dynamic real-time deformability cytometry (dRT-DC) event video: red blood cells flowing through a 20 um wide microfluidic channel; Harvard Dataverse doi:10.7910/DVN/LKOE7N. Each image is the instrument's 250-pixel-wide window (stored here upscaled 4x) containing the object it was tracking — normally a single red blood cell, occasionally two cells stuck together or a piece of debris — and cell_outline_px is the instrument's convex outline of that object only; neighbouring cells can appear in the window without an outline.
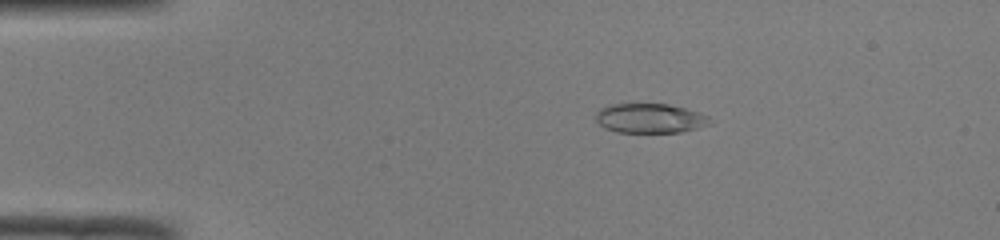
{"species": "common noctule bat (a hibernating species)", "species_latin": "Nyctalus noctula", "temperature_condition": "room temperature", "stored_images_in_passage": 45, "camera_frame_rate_fps": 3000, "um_per_image_px": 0.085, "animal": {"sex": "male", "body_mass_g": 19.0, "forearm_length_mm": 50.8}, "frame": {"image": 1, "passage_image": 5, "time_ms": 1.333, "image_size_px": [1000, 240], "cell_outline_px": [[712, 124], [680, 132], [616, 132], [604, 128], [596, 120], [596, 112], [600, 108], [608, 104], [668, 104], [700, 112], [708, 116]], "centroid_in_image_um": [55.23, 10.05], "position_along_channel_um": 29.8, "area_um2": 19.65}}
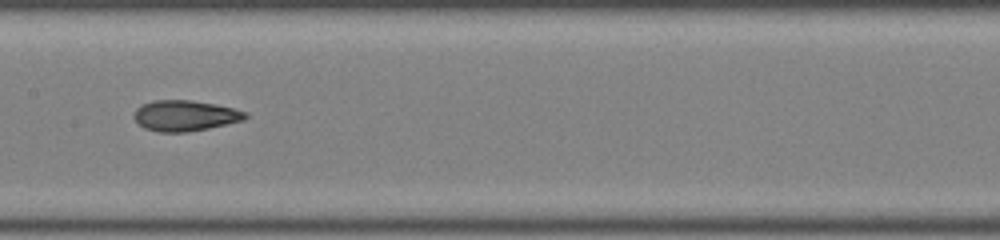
{"frame": {"image": 2, "passage_image": 21, "time_ms": 6.667, "image_size_px": [1000, 240], "cell_outline_px": [[248, 116], [244, 120], [208, 128], [188, 132], [156, 132], [144, 128], [132, 116], [136, 108], [144, 104], [156, 100], [192, 100], [232, 108], [248, 112]], "centroid_in_image_um": [15.72, 9.84], "position_along_channel_um": 191.7, "area_um2": 19.83}}
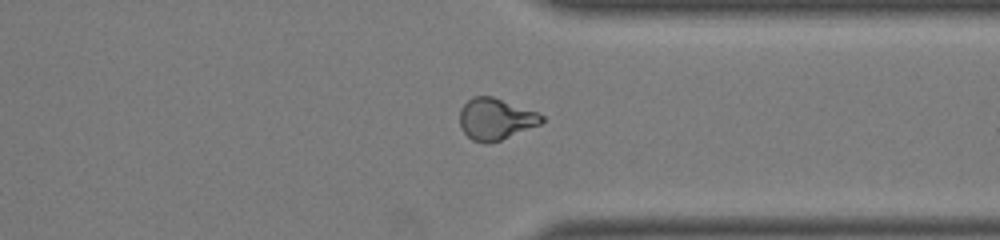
{"frame": {"image": 3, "passage_image": 34, "time_ms": 11.0, "image_size_px": [1000, 240], "cell_outline_px": [[544, 120], [540, 124], [500, 140], [488, 144], [484, 144], [472, 140], [464, 132], [460, 124], [460, 108], [472, 96], [492, 96], [536, 112], [544, 116]], "centroid_in_image_um": [42.1, 10.12], "position_along_channel_um": 369.3, "area_um2": 19.65}, "authors_computed_cell_mechanics": {"area_um2": 19.8832, "velocity_mm_per_s": 4.1096, "shape_relaxation_time_tau1_ms": null, "shape_relaxation_time_tau2_ms": 1.7264, "deformation_change_tau1": null, "deformation_change_tau2": 0.082}}